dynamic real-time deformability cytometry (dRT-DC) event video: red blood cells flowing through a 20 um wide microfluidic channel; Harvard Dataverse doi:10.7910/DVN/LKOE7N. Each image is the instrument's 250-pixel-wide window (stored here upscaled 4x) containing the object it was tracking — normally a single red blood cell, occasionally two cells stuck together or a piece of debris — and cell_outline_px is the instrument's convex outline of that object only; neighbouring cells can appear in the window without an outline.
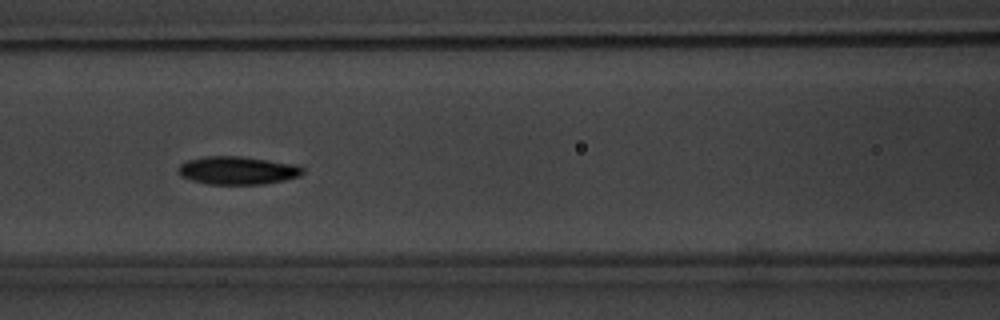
{"species": "common noctule bat (a hibernating species)", "species_latin": "Nyctalus noctula", "temperature_condition": "warm", "stored_images_in_passage": 7, "segment_of_instrument_passage": [1, 2], "camera_frame_rate_fps": 3000, "um_per_image_px": 0.085, "animal": {"sex": "male", "body_mass_g": 20.1, "forearm_length_mm": 53.5}, "frame": {"image": 1, "passage_image": 5, "time_ms": 5.0, "image_size_px": [1000, 320], "cell_outline_px": [[304, 172], [300, 176], [284, 180], [264, 184], [204, 184], [180, 176], [176, 168], [180, 164], [188, 160], [204, 156], [240, 156], [300, 164], [304, 168]], "centroid_in_image_um": [20.21, 14.48], "position_along_channel_um": 146.4, "area_um2": 20.69}}
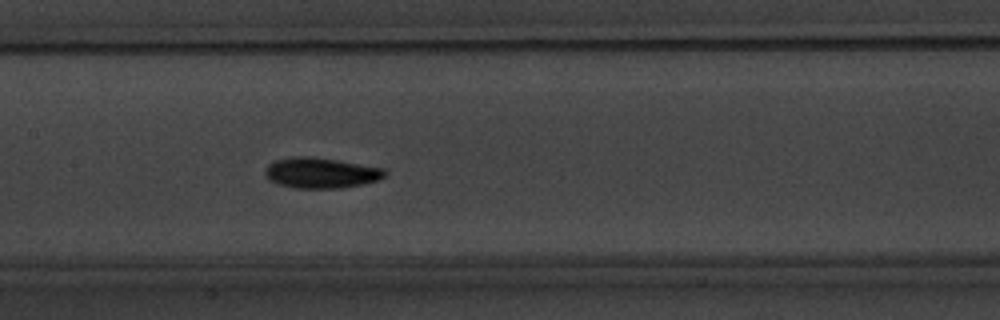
{"frame": {"image": 2, "passage_image": 6, "time_ms": 6.0, "image_size_px": [1000, 320], "cell_outline_px": [[388, 172], [380, 180], [364, 184], [340, 188], [292, 188], [276, 184], [268, 180], [264, 172], [264, 168], [268, 164], [276, 160], [296, 156], [308, 156], [336, 160], [384, 168]], "centroid_in_image_um": [27.26, 14.71], "position_along_channel_um": 180.1, "area_um2": 21.5}}